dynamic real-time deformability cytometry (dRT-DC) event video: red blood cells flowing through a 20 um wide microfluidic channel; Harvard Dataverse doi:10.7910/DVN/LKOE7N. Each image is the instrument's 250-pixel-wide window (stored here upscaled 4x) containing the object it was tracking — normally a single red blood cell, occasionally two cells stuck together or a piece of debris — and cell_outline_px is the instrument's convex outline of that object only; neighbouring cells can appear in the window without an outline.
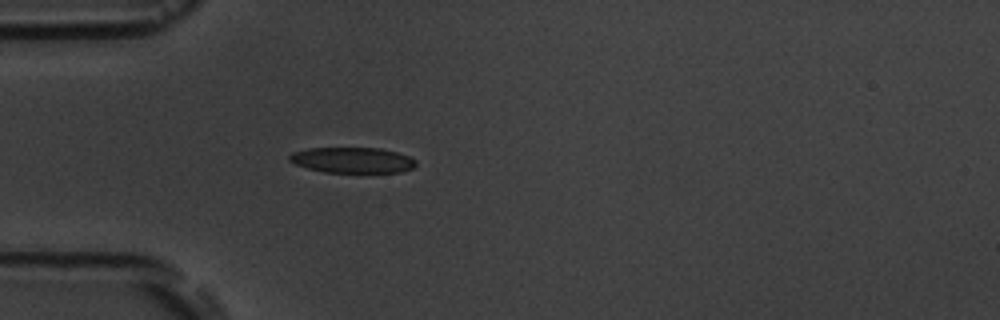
{"species": "common noctule bat (a hibernating species)", "species_latin": "Nyctalus noctula", "temperature_condition": "room temperature", "stored_images_in_passage": 3, "camera_frame_rate_fps": 3000, "um_per_image_px": 0.085, "animal": {"sex": "male", "body_mass_g": 19.5, "forearm_length_mm": 54.6}, "frame": {"image": 1, "passage_image": 3, "time_ms": 3.333, "image_size_px": [1000, 320], "cell_outline_px": [[416, 164], [412, 168], [400, 172], [324, 172], [308, 168], [296, 164], [288, 160], [288, 156], [292, 152], [308, 148], [380, 148], [396, 152], [408, 156], [416, 160]], "centroid_in_image_um": [29.93, 13.6], "position_along_channel_um": 55.1, "area_um2": 18.79}}